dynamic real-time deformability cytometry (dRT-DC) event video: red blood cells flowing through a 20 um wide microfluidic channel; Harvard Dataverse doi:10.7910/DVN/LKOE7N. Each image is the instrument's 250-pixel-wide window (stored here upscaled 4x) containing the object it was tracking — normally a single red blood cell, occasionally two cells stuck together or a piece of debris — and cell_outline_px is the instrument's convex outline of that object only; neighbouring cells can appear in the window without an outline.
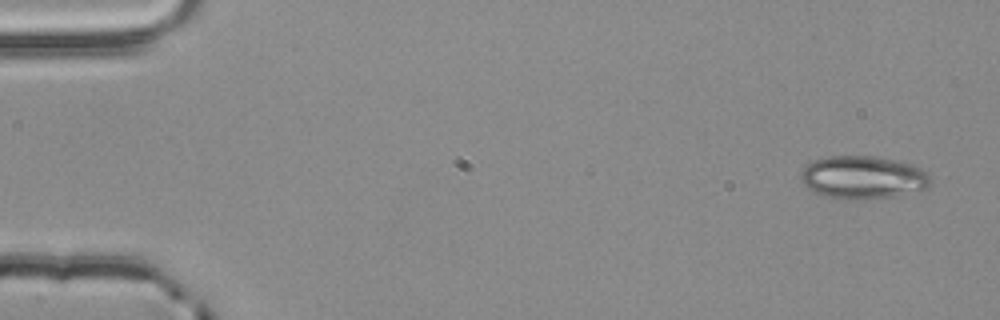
{"species": "common noctule bat (a hibernating species)", "species_latin": "Nyctalus noctula", "temperature_condition": "room temperature", "stored_images_in_passage": 3, "camera_frame_rate_fps": 3000, "um_per_image_px": 0.085, "animal": {"sex": "male", "body_mass_g": 20.4}, "frame": {"image": 1, "passage_image": 1, "time_ms": 0.0, "image_size_px": [1000, 320], "cell_outline_px": [[932, 184], [924, 188], [896, 196], [864, 200], [840, 200], [824, 196], [808, 188], [800, 180], [800, 172], [808, 164], [816, 160], [828, 156], [872, 156], [912, 164], [920, 168], [928, 176]], "centroid_in_image_um": [73.31, 15.1], "position_along_channel_um": 11.7, "area_um2": 32.43}}
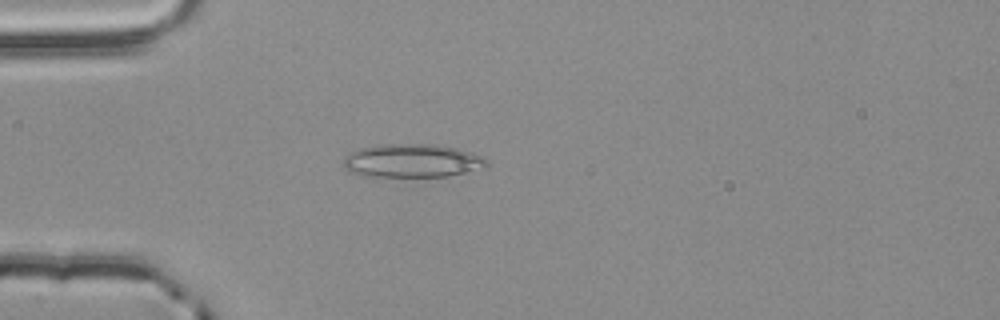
{"frame": {"image": 2, "passage_image": 3, "time_ms": 0.667, "image_size_px": [1000, 320], "cell_outline_px": [[488, 168], [448, 176], [368, 176], [348, 172], [344, 168], [344, 156], [360, 148], [388, 144], [440, 144], [472, 152], [484, 156], [488, 160]], "centroid_in_image_um": [35.11, 13.66], "position_along_channel_um": 49.9, "area_um2": 28.15}}